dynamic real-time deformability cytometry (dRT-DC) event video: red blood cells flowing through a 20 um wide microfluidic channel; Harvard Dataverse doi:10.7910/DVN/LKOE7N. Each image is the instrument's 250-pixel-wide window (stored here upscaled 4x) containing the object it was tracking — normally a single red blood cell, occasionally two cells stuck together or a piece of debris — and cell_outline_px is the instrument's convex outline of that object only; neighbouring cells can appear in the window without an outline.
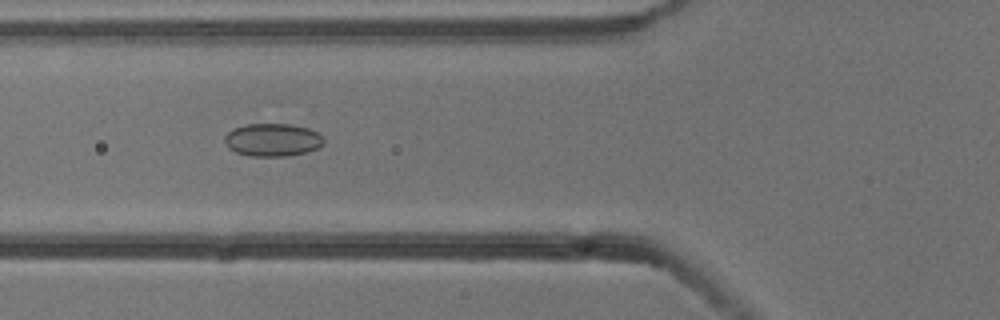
{"species": "common noctule bat (a hibernating species)", "species_latin": "Nyctalus noctula", "temperature_condition": "cold", "stored_images_in_passage": 3, "camera_frame_rate_fps": 3000, "um_per_image_px": 0.085, "animal": {"sex": "male", "body_mass_g": 13.3}, "frame": {"image": 1, "passage_image": 3, "time_ms": 0.667, "image_size_px": [1000, 320], "cell_outline_px": [[324, 144], [316, 148], [304, 152], [288, 156], [248, 156], [236, 152], [228, 148], [224, 140], [224, 136], [232, 128], [244, 124], [292, 124], [308, 128], [324, 136]], "centroid_in_image_um": [23.14, 11.88], "position_along_channel_um": 102.7, "area_um2": 19.13}}